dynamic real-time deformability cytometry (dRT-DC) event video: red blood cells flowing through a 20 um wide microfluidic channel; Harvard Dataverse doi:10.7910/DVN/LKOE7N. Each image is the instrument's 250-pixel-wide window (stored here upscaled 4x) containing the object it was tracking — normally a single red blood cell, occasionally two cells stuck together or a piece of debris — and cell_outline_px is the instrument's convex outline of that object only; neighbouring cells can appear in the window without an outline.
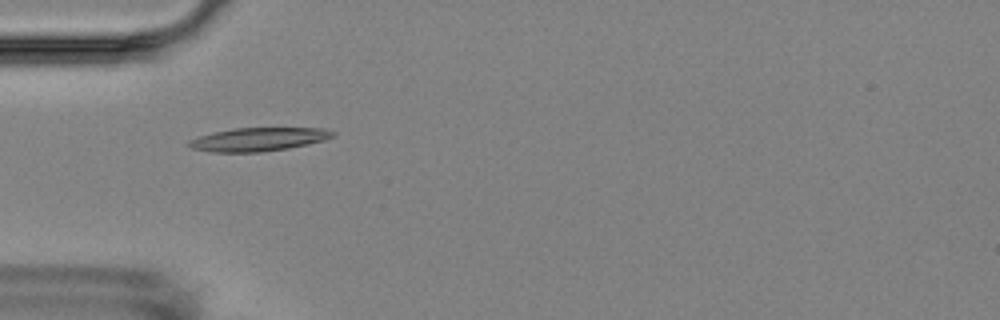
{"species": "Egyptian fruit bat (a non-hibernating species)", "species_latin": "Rousettus aegyptiacus", "temperature_condition": "room temperature", "stored_images_in_passage": 4, "camera_frame_rate_fps": 3000, "um_per_image_px": 0.085, "animal": {"sex": "female"}, "frame": {"image": 1, "passage_image": 2, "time_ms": 1.333, "image_size_px": [1000, 320], "cell_outline_px": [[336, 136], [324, 140], [308, 144], [288, 148], [260, 152], [208, 152], [192, 148], [184, 144], [188, 140], [212, 132], [232, 128], [324, 128], [336, 132]], "centroid_in_image_um": [21.94, 11.84], "position_along_channel_um": 63.1, "area_um2": 19.88}}